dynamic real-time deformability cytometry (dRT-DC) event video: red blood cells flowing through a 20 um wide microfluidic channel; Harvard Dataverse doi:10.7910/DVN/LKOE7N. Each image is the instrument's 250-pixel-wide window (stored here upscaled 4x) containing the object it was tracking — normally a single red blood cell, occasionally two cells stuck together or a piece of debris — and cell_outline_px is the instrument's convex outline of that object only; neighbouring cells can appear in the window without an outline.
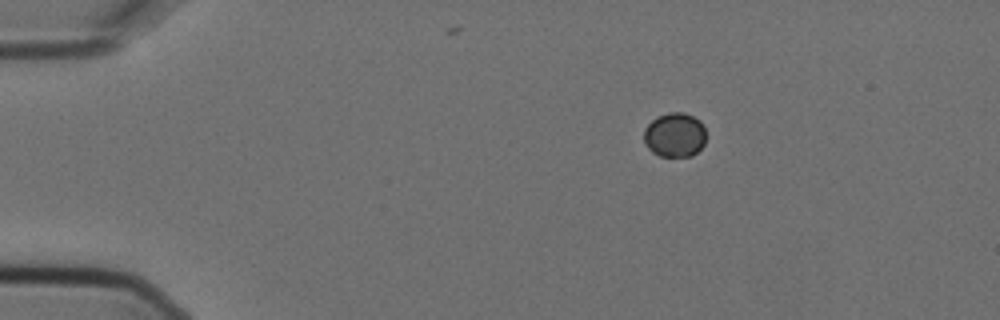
{"species": "Egyptian fruit bat (a non-hibernating species)", "species_latin": "Rousettus aegyptiacus", "temperature_condition": "cold", "stored_images_in_passage": 4, "camera_frame_rate_fps": 3000, "um_per_image_px": 0.085, "animal": {"sex": "female"}, "frame": {"image": 1, "passage_image": 1, "time_ms": 0.0, "image_size_px": [1000, 320], "cell_outline_px": [[704, 144], [692, 156], [660, 156], [652, 152], [644, 144], [644, 128], [656, 116], [668, 112], [684, 112], [700, 120], [704, 124]], "centroid_in_image_um": [57.33, 11.45], "position_along_channel_um": 27.7, "area_um2": 16.18}}
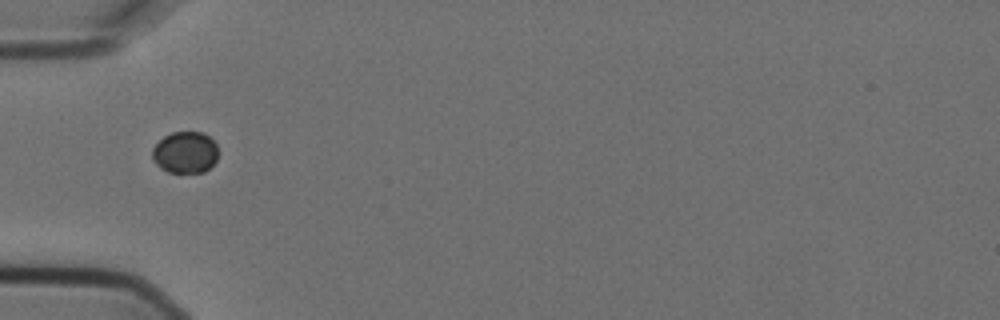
{"frame": {"image": 2, "passage_image": 3, "time_ms": 0.667, "image_size_px": [1000, 320], "cell_outline_px": [[216, 160], [204, 172], [168, 172], [160, 168], [152, 160], [152, 148], [164, 136], [172, 132], [204, 132], [216, 144]], "centroid_in_image_um": [15.71, 12.95], "position_along_channel_um": 69.3, "area_um2": 15.9}}
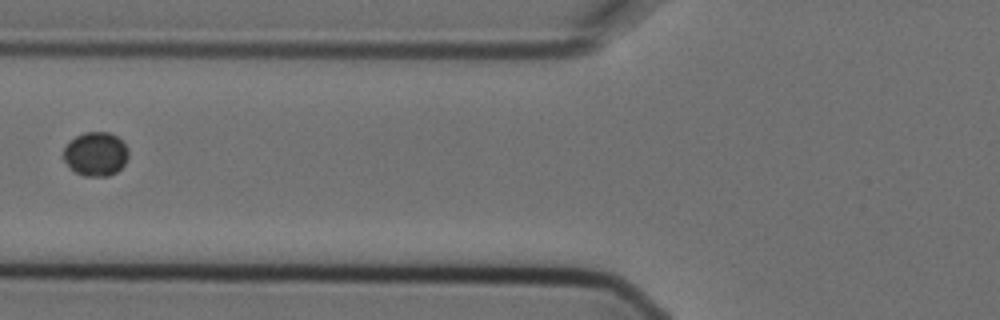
{"frame": {"image": 3, "passage_image": 4, "time_ms": 1.0, "image_size_px": [1000, 320], "cell_outline_px": [[128, 156], [124, 164], [116, 172], [108, 176], [84, 176], [68, 168], [64, 160], [64, 148], [76, 136], [84, 132], [108, 132], [116, 136], [128, 148]], "centroid_in_image_um": [8.13, 13.1], "position_along_channel_um": 117.7, "area_um2": 16.53}}